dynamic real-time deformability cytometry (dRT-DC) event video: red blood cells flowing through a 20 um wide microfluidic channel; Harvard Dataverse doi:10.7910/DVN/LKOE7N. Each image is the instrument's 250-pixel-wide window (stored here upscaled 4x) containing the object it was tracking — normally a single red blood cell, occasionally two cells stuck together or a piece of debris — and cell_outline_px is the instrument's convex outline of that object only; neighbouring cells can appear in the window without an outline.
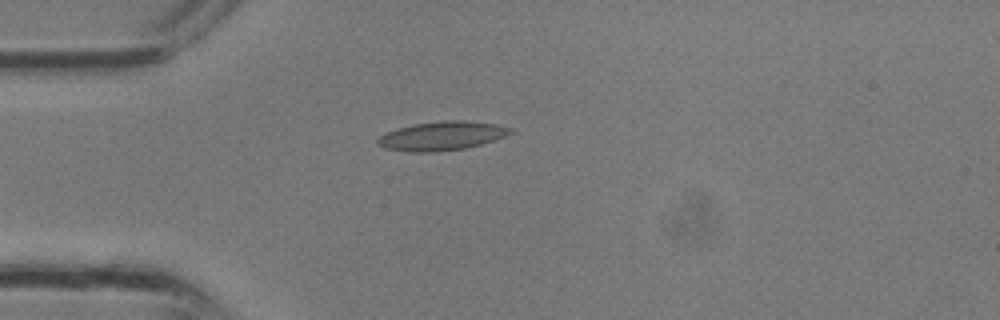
{"species": "common noctule bat (a hibernating species)", "species_latin": "Nyctalus noctula", "temperature_condition": "room temperature", "stored_images_in_passage": 2, "camera_frame_rate_fps": 3000, "um_per_image_px": 0.085, "animal": {"sex": "male", "body_mass_g": 13.3}, "frame": {"image": 1, "passage_image": 2, "time_ms": 0.333, "image_size_px": [1000, 320], "cell_outline_px": [[512, 132], [504, 136], [480, 144], [464, 148], [432, 152], [412, 152], [384, 148], [376, 144], [376, 140], [380, 136], [388, 132], [412, 124], [440, 120], [464, 120], [496, 124], [512, 128]], "centroid_in_image_um": [37.52, 11.54], "position_along_channel_um": 47.5, "area_um2": 22.14}}